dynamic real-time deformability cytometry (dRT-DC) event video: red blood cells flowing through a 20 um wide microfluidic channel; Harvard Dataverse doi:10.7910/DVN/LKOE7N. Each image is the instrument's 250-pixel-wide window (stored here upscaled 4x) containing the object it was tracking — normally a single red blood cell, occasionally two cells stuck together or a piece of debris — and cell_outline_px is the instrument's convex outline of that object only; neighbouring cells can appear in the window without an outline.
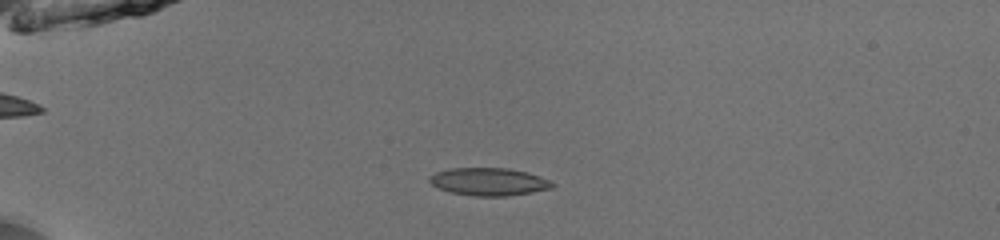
{"species": "common noctule bat (a hibernating species)", "species_latin": "Nyctalus noctula", "temperature_condition": "room temperature", "stored_images_in_passage": 52, "camera_frame_rate_fps": 3000, "um_per_image_px": 0.085, "animal": {"sex": "male", "body_mass_g": 13.0, "forearm_length_mm": 53.1}, "frame": {"image": 1, "passage_image": 15, "time_ms": 4.667, "image_size_px": [1000, 240], "cell_outline_px": [[556, 184], [552, 188], [532, 192], [504, 196], [472, 196], [452, 192], [436, 188], [428, 180], [428, 176], [436, 172], [452, 168], [508, 168], [528, 172], [540, 176]], "centroid_in_image_um": [41.54, 15.44], "position_along_channel_um": 43.5, "area_um2": 19.88}}
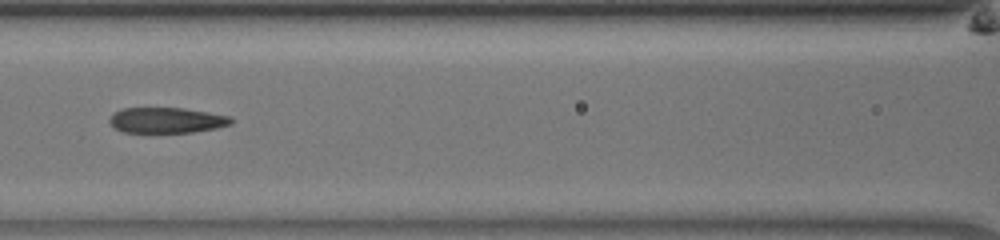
{"frame": {"image": 2, "passage_image": 26, "time_ms": 8.333, "image_size_px": [1000, 240], "cell_outline_px": [[232, 124], [216, 128], [192, 132], [124, 132], [116, 128], [108, 120], [112, 112], [124, 108], [184, 108], [232, 116]], "centroid_in_image_um": [14.17, 10.21], "position_along_channel_um": 152.4, "area_um2": 18.09}}
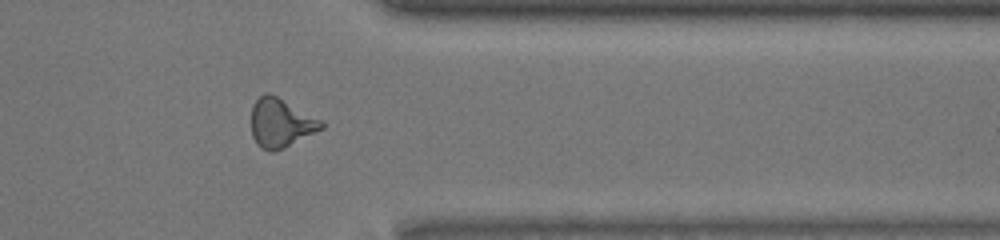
{"frame": {"image": 3, "passage_image": 44, "time_ms": 14.333, "image_size_px": [1000, 240], "cell_outline_px": [[324, 128], [284, 148], [272, 152], [268, 152], [260, 148], [256, 144], [252, 136], [252, 104], [264, 92], [268, 92], [324, 120]], "centroid_in_image_um": [23.87, 10.46], "position_along_channel_um": 387.5, "area_um2": 20.17}, "authors_computed_cell_mechanics": {"area_um2": 19.074, "velocity_mm_per_s": 3.9752, "shape_relaxation_time_tau1_ms": 4.5082, "shape_relaxation_time_tau2_ms": 2.3698, "deformation_change_tau1": 0.1597, "deformation_change_tau2": 0.1278}}